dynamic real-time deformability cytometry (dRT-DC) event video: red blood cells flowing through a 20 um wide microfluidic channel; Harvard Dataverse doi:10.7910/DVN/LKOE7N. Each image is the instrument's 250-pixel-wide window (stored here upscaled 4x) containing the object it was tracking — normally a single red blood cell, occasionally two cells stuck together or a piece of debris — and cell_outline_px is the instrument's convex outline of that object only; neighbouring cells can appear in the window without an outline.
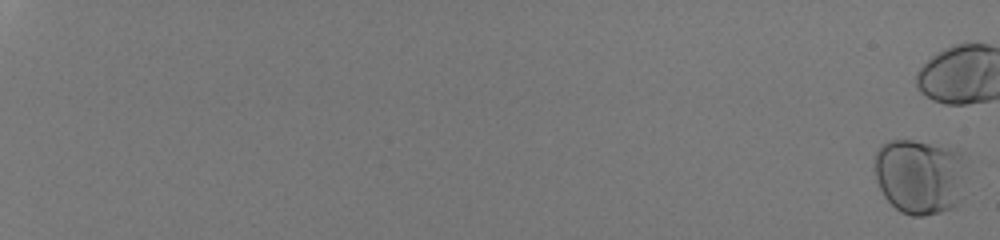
{"species": "human", "species_latin": "Homo sapiens", "temperature_condition": "room temperature", "stored_images_in_passage": 50, "camera_frame_rate_fps": 3000, "um_per_image_px": 0.085, "donor": {"sex": "male"}, "frame": {"image": 1, "passage_image": 1, "time_ms": 0.0, "image_size_px": [1000, 240], "cell_outline_px": [[964, 196], [956, 208], [924, 216], [912, 216], [900, 212], [884, 196], [880, 188], [872, 168], [876, 152], [888, 140], [912, 140], [956, 148], [964, 152]], "centroid_in_image_um": [78.22, 14.99], "position_along_channel_um": 6.8, "area_um2": 41.38}}